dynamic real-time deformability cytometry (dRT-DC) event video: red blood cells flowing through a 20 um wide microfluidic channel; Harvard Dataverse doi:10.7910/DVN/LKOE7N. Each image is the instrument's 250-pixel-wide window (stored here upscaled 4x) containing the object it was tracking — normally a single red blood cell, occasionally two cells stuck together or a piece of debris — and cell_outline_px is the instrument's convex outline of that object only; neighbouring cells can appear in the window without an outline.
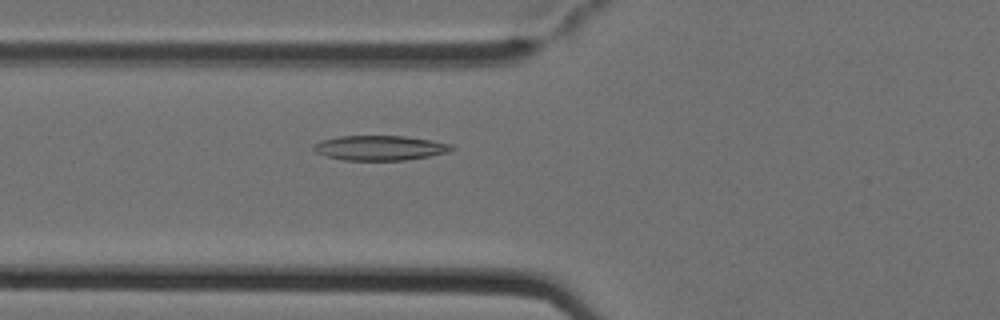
{"species": "Egyptian fruit bat (a non-hibernating species)", "species_latin": "Rousettus aegyptiacus", "temperature_condition": "cold", "stored_images_in_passage": 4, "camera_frame_rate_fps": 3000, "um_per_image_px": 0.085, "animal": {"sex": "female"}, "frame": {"image": 1, "passage_image": 4, "time_ms": 1.0, "image_size_px": [1000, 320], "cell_outline_px": [[456, 148], [448, 152], [428, 156], [404, 160], [344, 160], [328, 156], [316, 152], [312, 148], [312, 144], [320, 140], [340, 136], [404, 136], [432, 140], [452, 144]], "centroid_in_image_um": [32.29, 12.56], "position_along_channel_um": 93.5, "area_um2": 19.94}}